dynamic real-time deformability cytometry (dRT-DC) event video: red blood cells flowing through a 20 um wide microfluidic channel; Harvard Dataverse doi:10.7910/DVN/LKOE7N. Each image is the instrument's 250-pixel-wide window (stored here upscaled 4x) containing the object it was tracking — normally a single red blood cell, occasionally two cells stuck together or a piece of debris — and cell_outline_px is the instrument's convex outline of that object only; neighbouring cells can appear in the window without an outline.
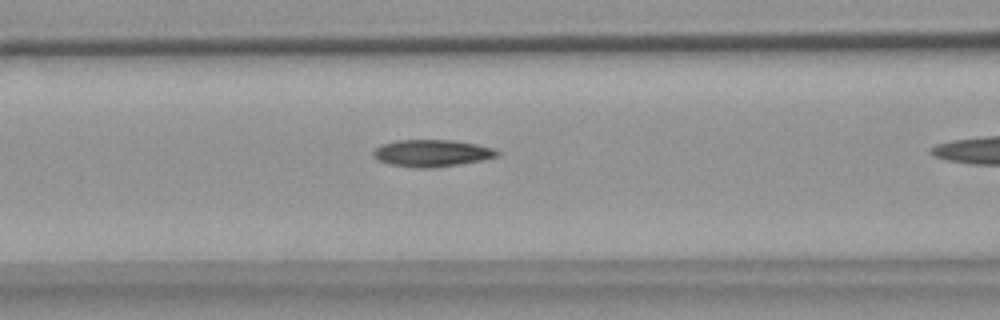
{"species": "common noctule bat (a hibernating species)", "species_latin": "Nyctalus noctula", "temperature_condition": "warm", "stored_images_in_passage": 33, "camera_frame_rate_fps": 3000, "um_per_image_px": 0.085, "animal": {"sex": "female", "body_mass_g": 18.4}, "frame": {"image": 1, "passage_image": 12, "time_ms": 3.667, "image_size_px": [1000, 320], "cell_outline_px": [[500, 152], [496, 156], [480, 160], [432, 168], [416, 168], [392, 164], [376, 160], [372, 156], [372, 152], [376, 148], [384, 144], [396, 140], [452, 140], [476, 144], [492, 148]], "centroid_in_image_um": [36.65, 13.01], "position_along_channel_um": 129.9, "area_um2": 19.19}}
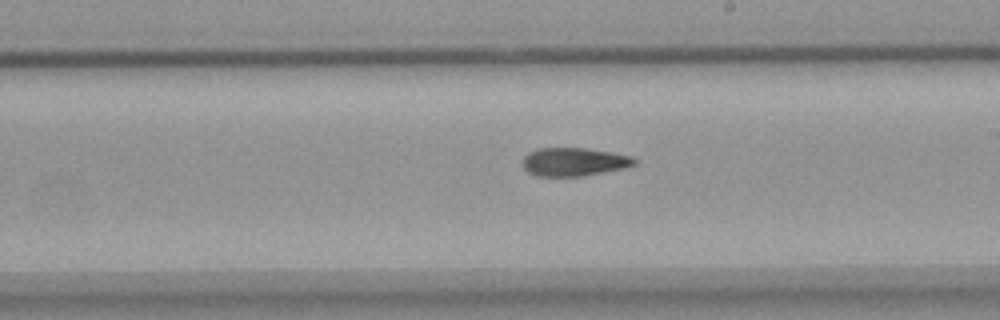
{"frame": {"image": 2, "passage_image": 21, "time_ms": 6.667, "image_size_px": [1000, 320], "cell_outline_px": [[636, 164], [624, 168], [584, 176], [536, 176], [528, 172], [524, 168], [524, 156], [528, 152], [536, 148], [588, 148], [612, 152], [632, 156], [636, 160]], "centroid_in_image_um": [48.79, 13.75], "position_along_channel_um": 240.2, "area_um2": 18.55}}
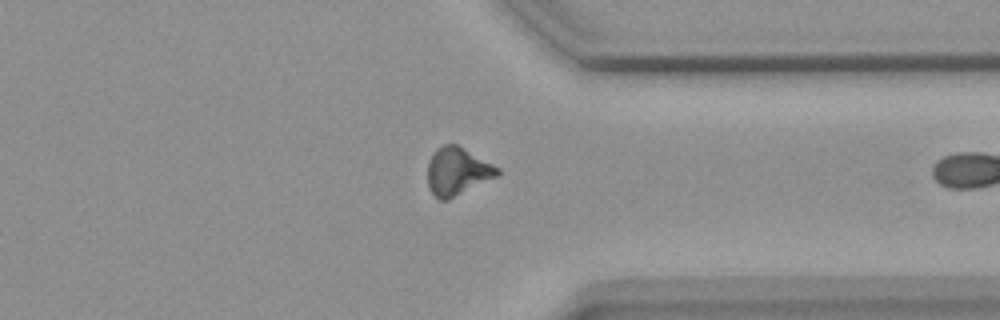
{"frame": {"image": 3, "passage_image": 32, "time_ms": 10.333, "image_size_px": [1000, 320], "cell_outline_px": [[500, 172], [496, 176], [448, 200], [440, 200], [428, 188], [428, 164], [436, 148], [444, 144], [456, 144], [500, 168]], "centroid_in_image_um": [38.86, 14.56], "position_along_channel_um": 372.5, "area_um2": 19.07}}